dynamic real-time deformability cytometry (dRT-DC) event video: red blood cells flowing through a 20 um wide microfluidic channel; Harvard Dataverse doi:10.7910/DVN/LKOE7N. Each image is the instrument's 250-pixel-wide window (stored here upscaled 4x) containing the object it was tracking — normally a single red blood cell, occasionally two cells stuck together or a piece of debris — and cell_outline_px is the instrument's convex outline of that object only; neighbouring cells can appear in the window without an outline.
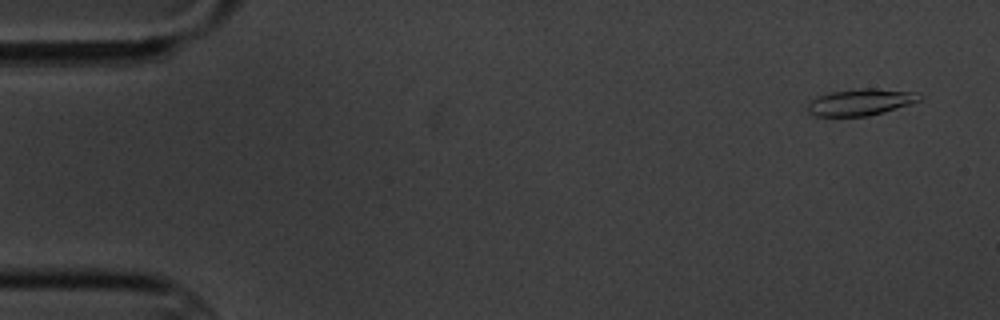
{"species": "common noctule bat (a hibernating species)", "species_latin": "Nyctalus noctula", "temperature_condition": "cold", "stored_images_in_passage": 4, "camera_frame_rate_fps": 3000, "um_per_image_px": 0.085, "animal": {"sex": "male", "body_mass_g": 20.1, "forearm_length_mm": 53.5}, "frame": {"image": 1, "passage_image": 1, "time_ms": 0.0, "image_size_px": [1000, 320], "cell_outline_px": [[924, 96], [920, 100], [884, 112], [868, 116], [812, 116], [808, 112], [808, 104], [816, 96], [828, 92], [860, 88], [876, 88], [916, 92]], "centroid_in_image_um": [73.13, 8.67], "position_along_channel_um": 11.9, "area_um2": 17.46}}